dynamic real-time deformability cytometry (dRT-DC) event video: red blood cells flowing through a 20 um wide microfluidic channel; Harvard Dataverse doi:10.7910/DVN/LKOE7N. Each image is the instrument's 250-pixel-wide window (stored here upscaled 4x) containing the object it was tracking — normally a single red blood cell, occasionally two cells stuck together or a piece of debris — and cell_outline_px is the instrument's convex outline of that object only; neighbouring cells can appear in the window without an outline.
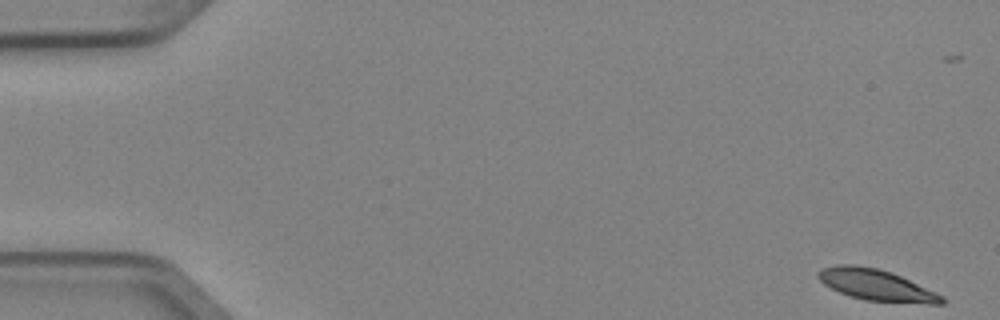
{"species": "Egyptian fruit bat (a non-hibernating species)", "species_latin": "Rousettus aegyptiacus", "temperature_condition": "cold", "stored_images_in_passage": 6, "camera_frame_rate_fps": 3000, "um_per_image_px": 0.085, "animal": {"sex": "female"}, "frame": {"image": 1, "passage_image": 1, "time_ms": 0.0, "image_size_px": [1000, 320], "cell_outline_px": [[944, 304], [928, 304], [864, 300], [840, 292], [824, 284], [816, 276], [816, 272], [820, 268], [836, 264], [856, 264], [880, 268], [892, 272], [936, 292], [944, 296]], "centroid_in_image_um": [74.47, 24.2], "position_along_channel_um": 10.5, "area_um2": 22.72}}
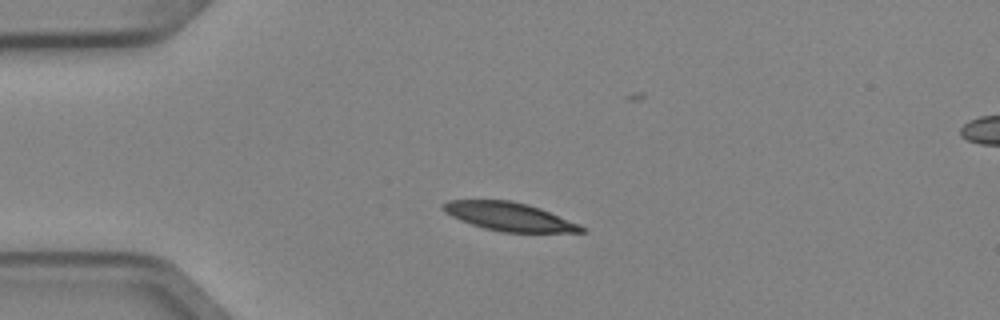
{"frame": {"image": 2, "passage_image": 4, "time_ms": 1.0, "image_size_px": [1000, 320], "cell_outline_px": [[588, 228], [584, 232], [504, 232], [484, 228], [460, 220], [444, 212], [440, 208], [440, 204], [448, 200], [512, 200], [528, 204], [540, 208], [580, 224]], "centroid_in_image_um": [43.27, 18.4], "position_along_channel_um": 41.7, "area_um2": 23.0}}
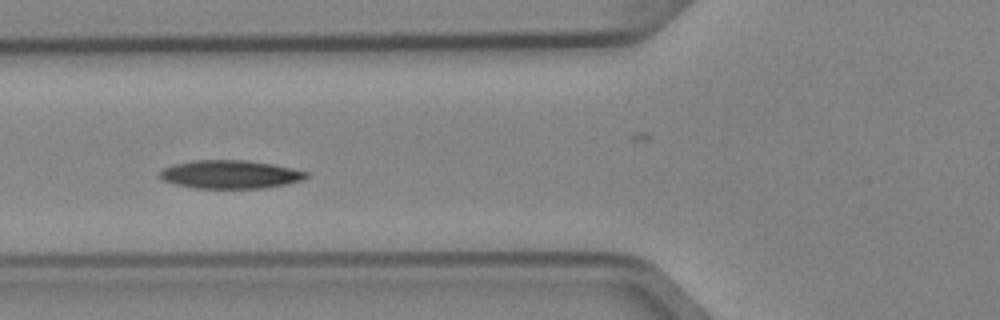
{"frame": {"image": 3, "passage_image": 6, "time_ms": 1.667, "image_size_px": [1000, 320], "cell_outline_px": [[308, 176], [304, 180], [264, 188], [192, 188], [172, 184], [156, 176], [164, 168], [172, 164], [196, 160], [244, 160], [272, 164], [292, 168], [308, 172]], "centroid_in_image_um": [19.53, 14.83], "position_along_channel_um": 106.3, "area_um2": 24.28}}